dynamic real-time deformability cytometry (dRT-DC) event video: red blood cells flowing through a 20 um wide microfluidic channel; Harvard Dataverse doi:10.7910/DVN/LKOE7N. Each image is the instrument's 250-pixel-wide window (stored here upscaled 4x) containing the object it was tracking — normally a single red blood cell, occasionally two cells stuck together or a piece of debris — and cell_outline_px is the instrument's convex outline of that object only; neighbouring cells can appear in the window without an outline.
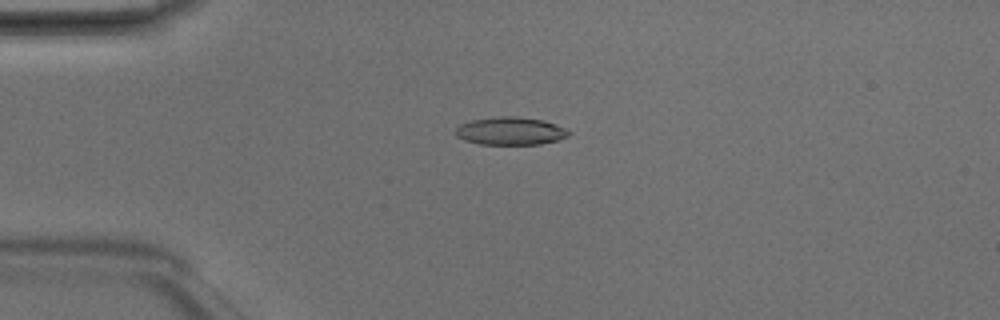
{"species": "Egyptian fruit bat (a non-hibernating species)", "species_latin": "Rousettus aegyptiacus", "temperature_condition": "room temperature", "stored_images_in_passage": 5, "camera_frame_rate_fps": 3000, "um_per_image_px": 0.085, "animal": {"sex": "male"}, "frame": {"image": 1, "passage_image": 3, "time_ms": 0.667, "image_size_px": [1000, 320], "cell_outline_px": [[572, 132], [568, 136], [556, 140], [540, 144], [480, 144], [464, 140], [456, 136], [456, 128], [460, 124], [472, 120], [500, 116], [516, 116], [544, 120], [556, 124]], "centroid_in_image_um": [43.39, 11.13], "position_along_channel_um": 41.6, "area_um2": 18.32}}